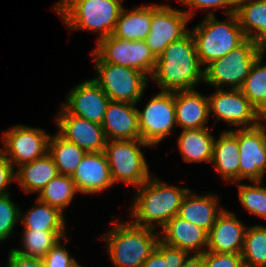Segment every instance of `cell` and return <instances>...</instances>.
Wrapping results in <instances>:
<instances>
[{
  "mask_svg": "<svg viewBox=\"0 0 266 267\" xmlns=\"http://www.w3.org/2000/svg\"><path fill=\"white\" fill-rule=\"evenodd\" d=\"M20 211L11 200L10 193L0 196V243L13 234L16 223L20 221Z\"/></svg>",
  "mask_w": 266,
  "mask_h": 267,
  "instance_id": "e575fe53",
  "label": "cell"
},
{
  "mask_svg": "<svg viewBox=\"0 0 266 267\" xmlns=\"http://www.w3.org/2000/svg\"><path fill=\"white\" fill-rule=\"evenodd\" d=\"M241 257L244 267H266V226L246 229Z\"/></svg>",
  "mask_w": 266,
  "mask_h": 267,
  "instance_id": "d6a6232c",
  "label": "cell"
},
{
  "mask_svg": "<svg viewBox=\"0 0 266 267\" xmlns=\"http://www.w3.org/2000/svg\"><path fill=\"white\" fill-rule=\"evenodd\" d=\"M60 107L55 121L59 127L57 133L87 153L104 152L107 139L102 125L74 116L62 105Z\"/></svg>",
  "mask_w": 266,
  "mask_h": 267,
  "instance_id": "9a60e30c",
  "label": "cell"
},
{
  "mask_svg": "<svg viewBox=\"0 0 266 267\" xmlns=\"http://www.w3.org/2000/svg\"><path fill=\"white\" fill-rule=\"evenodd\" d=\"M263 122L266 124V114L263 116Z\"/></svg>",
  "mask_w": 266,
  "mask_h": 267,
  "instance_id": "ee69618b",
  "label": "cell"
},
{
  "mask_svg": "<svg viewBox=\"0 0 266 267\" xmlns=\"http://www.w3.org/2000/svg\"><path fill=\"white\" fill-rule=\"evenodd\" d=\"M142 267H168V264L163 255L155 248L143 263Z\"/></svg>",
  "mask_w": 266,
  "mask_h": 267,
  "instance_id": "b9f144b4",
  "label": "cell"
},
{
  "mask_svg": "<svg viewBox=\"0 0 266 267\" xmlns=\"http://www.w3.org/2000/svg\"><path fill=\"white\" fill-rule=\"evenodd\" d=\"M122 9L121 0H59L53 10L68 30L99 33L98 41L112 35Z\"/></svg>",
  "mask_w": 266,
  "mask_h": 267,
  "instance_id": "277c9868",
  "label": "cell"
},
{
  "mask_svg": "<svg viewBox=\"0 0 266 267\" xmlns=\"http://www.w3.org/2000/svg\"><path fill=\"white\" fill-rule=\"evenodd\" d=\"M182 267H204V253L190 254Z\"/></svg>",
  "mask_w": 266,
  "mask_h": 267,
  "instance_id": "7bdbcfd3",
  "label": "cell"
},
{
  "mask_svg": "<svg viewBox=\"0 0 266 267\" xmlns=\"http://www.w3.org/2000/svg\"><path fill=\"white\" fill-rule=\"evenodd\" d=\"M66 99L70 114L102 125L110 99L93 79L75 85Z\"/></svg>",
  "mask_w": 266,
  "mask_h": 267,
  "instance_id": "2e32d148",
  "label": "cell"
},
{
  "mask_svg": "<svg viewBox=\"0 0 266 267\" xmlns=\"http://www.w3.org/2000/svg\"><path fill=\"white\" fill-rule=\"evenodd\" d=\"M136 104L109 101L102 123L108 140L141 139L138 126V108Z\"/></svg>",
  "mask_w": 266,
  "mask_h": 267,
  "instance_id": "d6986e66",
  "label": "cell"
},
{
  "mask_svg": "<svg viewBox=\"0 0 266 267\" xmlns=\"http://www.w3.org/2000/svg\"><path fill=\"white\" fill-rule=\"evenodd\" d=\"M236 14L246 38L266 49V0H238Z\"/></svg>",
  "mask_w": 266,
  "mask_h": 267,
  "instance_id": "d4e9b609",
  "label": "cell"
},
{
  "mask_svg": "<svg viewBox=\"0 0 266 267\" xmlns=\"http://www.w3.org/2000/svg\"><path fill=\"white\" fill-rule=\"evenodd\" d=\"M152 5H142L132 9L121 10L112 36L128 41H142L150 33Z\"/></svg>",
  "mask_w": 266,
  "mask_h": 267,
  "instance_id": "484cf974",
  "label": "cell"
},
{
  "mask_svg": "<svg viewBox=\"0 0 266 267\" xmlns=\"http://www.w3.org/2000/svg\"><path fill=\"white\" fill-rule=\"evenodd\" d=\"M16 170L15 182L25 194H39L47 183L59 174L53 158L48 153L32 162L21 164Z\"/></svg>",
  "mask_w": 266,
  "mask_h": 267,
  "instance_id": "cb8c5ba5",
  "label": "cell"
},
{
  "mask_svg": "<svg viewBox=\"0 0 266 267\" xmlns=\"http://www.w3.org/2000/svg\"><path fill=\"white\" fill-rule=\"evenodd\" d=\"M98 75L92 78L110 101L137 104L150 78L143 72L107 62H95Z\"/></svg>",
  "mask_w": 266,
  "mask_h": 267,
  "instance_id": "ba28073f",
  "label": "cell"
},
{
  "mask_svg": "<svg viewBox=\"0 0 266 267\" xmlns=\"http://www.w3.org/2000/svg\"><path fill=\"white\" fill-rule=\"evenodd\" d=\"M177 139L185 162H212L215 137L207 128L182 130Z\"/></svg>",
  "mask_w": 266,
  "mask_h": 267,
  "instance_id": "4316f807",
  "label": "cell"
},
{
  "mask_svg": "<svg viewBox=\"0 0 266 267\" xmlns=\"http://www.w3.org/2000/svg\"><path fill=\"white\" fill-rule=\"evenodd\" d=\"M92 51L95 62H107L133 68L152 76L157 58L144 40L128 41L110 35L96 42Z\"/></svg>",
  "mask_w": 266,
  "mask_h": 267,
  "instance_id": "9c48e42d",
  "label": "cell"
},
{
  "mask_svg": "<svg viewBox=\"0 0 266 267\" xmlns=\"http://www.w3.org/2000/svg\"><path fill=\"white\" fill-rule=\"evenodd\" d=\"M176 126L182 130L205 128L209 121L208 96L196 90L174 91Z\"/></svg>",
  "mask_w": 266,
  "mask_h": 267,
  "instance_id": "ffe728a7",
  "label": "cell"
},
{
  "mask_svg": "<svg viewBox=\"0 0 266 267\" xmlns=\"http://www.w3.org/2000/svg\"><path fill=\"white\" fill-rule=\"evenodd\" d=\"M36 205L26 213L20 211V221L24 226L23 230L38 231H66V220L64 213L58 208L41 202L36 198Z\"/></svg>",
  "mask_w": 266,
  "mask_h": 267,
  "instance_id": "83f0119b",
  "label": "cell"
},
{
  "mask_svg": "<svg viewBox=\"0 0 266 267\" xmlns=\"http://www.w3.org/2000/svg\"><path fill=\"white\" fill-rule=\"evenodd\" d=\"M204 267H244L241 254L204 252Z\"/></svg>",
  "mask_w": 266,
  "mask_h": 267,
  "instance_id": "74e56055",
  "label": "cell"
},
{
  "mask_svg": "<svg viewBox=\"0 0 266 267\" xmlns=\"http://www.w3.org/2000/svg\"><path fill=\"white\" fill-rule=\"evenodd\" d=\"M6 267H44V263L41 258L20 256L11 249L8 254Z\"/></svg>",
  "mask_w": 266,
  "mask_h": 267,
  "instance_id": "60d3db41",
  "label": "cell"
},
{
  "mask_svg": "<svg viewBox=\"0 0 266 267\" xmlns=\"http://www.w3.org/2000/svg\"><path fill=\"white\" fill-rule=\"evenodd\" d=\"M192 191L185 196L177 216L208 233L224 208L219 207L217 194L197 195Z\"/></svg>",
  "mask_w": 266,
  "mask_h": 267,
  "instance_id": "7402d4cb",
  "label": "cell"
},
{
  "mask_svg": "<svg viewBox=\"0 0 266 267\" xmlns=\"http://www.w3.org/2000/svg\"><path fill=\"white\" fill-rule=\"evenodd\" d=\"M226 17L228 20L225 22L218 20L215 15H206L204 20L190 31L198 58L204 67L226 56L246 39L237 14H227Z\"/></svg>",
  "mask_w": 266,
  "mask_h": 267,
  "instance_id": "5b68a950",
  "label": "cell"
},
{
  "mask_svg": "<svg viewBox=\"0 0 266 267\" xmlns=\"http://www.w3.org/2000/svg\"><path fill=\"white\" fill-rule=\"evenodd\" d=\"M209 115L213 113L215 123L224 121L237 129L253 128L263 121V116L249 102L240 89H217L208 95Z\"/></svg>",
  "mask_w": 266,
  "mask_h": 267,
  "instance_id": "30bf717a",
  "label": "cell"
},
{
  "mask_svg": "<svg viewBox=\"0 0 266 267\" xmlns=\"http://www.w3.org/2000/svg\"><path fill=\"white\" fill-rule=\"evenodd\" d=\"M189 20L190 17L182 9L167 4H152L150 33L144 41L156 58L170 43L181 39L189 32L187 29Z\"/></svg>",
  "mask_w": 266,
  "mask_h": 267,
  "instance_id": "4fadbf2b",
  "label": "cell"
},
{
  "mask_svg": "<svg viewBox=\"0 0 266 267\" xmlns=\"http://www.w3.org/2000/svg\"><path fill=\"white\" fill-rule=\"evenodd\" d=\"M0 152L15 168L21 164L32 162L48 153L50 134L41 128L26 125H15L3 131Z\"/></svg>",
  "mask_w": 266,
  "mask_h": 267,
  "instance_id": "7c38bea8",
  "label": "cell"
},
{
  "mask_svg": "<svg viewBox=\"0 0 266 267\" xmlns=\"http://www.w3.org/2000/svg\"><path fill=\"white\" fill-rule=\"evenodd\" d=\"M167 260L168 267H182L190 253L186 250L165 244L160 239L155 247Z\"/></svg>",
  "mask_w": 266,
  "mask_h": 267,
  "instance_id": "f35d334b",
  "label": "cell"
},
{
  "mask_svg": "<svg viewBox=\"0 0 266 267\" xmlns=\"http://www.w3.org/2000/svg\"><path fill=\"white\" fill-rule=\"evenodd\" d=\"M252 183L237 182L238 199L247 212L266 219V187L262 186V181Z\"/></svg>",
  "mask_w": 266,
  "mask_h": 267,
  "instance_id": "836d02e7",
  "label": "cell"
},
{
  "mask_svg": "<svg viewBox=\"0 0 266 267\" xmlns=\"http://www.w3.org/2000/svg\"><path fill=\"white\" fill-rule=\"evenodd\" d=\"M137 111L141 140L151 146L159 144L176 125L174 92L160 91Z\"/></svg>",
  "mask_w": 266,
  "mask_h": 267,
  "instance_id": "8fae6325",
  "label": "cell"
},
{
  "mask_svg": "<svg viewBox=\"0 0 266 267\" xmlns=\"http://www.w3.org/2000/svg\"><path fill=\"white\" fill-rule=\"evenodd\" d=\"M246 229L235 213L224 209L208 232L206 251L241 254Z\"/></svg>",
  "mask_w": 266,
  "mask_h": 267,
  "instance_id": "e0dca14e",
  "label": "cell"
},
{
  "mask_svg": "<svg viewBox=\"0 0 266 267\" xmlns=\"http://www.w3.org/2000/svg\"><path fill=\"white\" fill-rule=\"evenodd\" d=\"M16 181V172L9 160L0 152V196L9 194L8 185Z\"/></svg>",
  "mask_w": 266,
  "mask_h": 267,
  "instance_id": "ab89813d",
  "label": "cell"
},
{
  "mask_svg": "<svg viewBox=\"0 0 266 267\" xmlns=\"http://www.w3.org/2000/svg\"><path fill=\"white\" fill-rule=\"evenodd\" d=\"M189 191V188L171 186L151 176L136 189L129 214L137 226L162 229L178 214Z\"/></svg>",
  "mask_w": 266,
  "mask_h": 267,
  "instance_id": "7a4b0ae2",
  "label": "cell"
},
{
  "mask_svg": "<svg viewBox=\"0 0 266 267\" xmlns=\"http://www.w3.org/2000/svg\"><path fill=\"white\" fill-rule=\"evenodd\" d=\"M179 2H181V4L183 6H188L189 7V11L184 10V12L190 17V19L192 18V16L194 14H196V12H194L193 9L196 10H206L208 11L207 16L210 15H215L213 10L210 11L211 8L214 9H219L220 7H227L224 9L225 15L227 14H232V13H236V9H237V3L238 0H177Z\"/></svg>",
  "mask_w": 266,
  "mask_h": 267,
  "instance_id": "d590c367",
  "label": "cell"
},
{
  "mask_svg": "<svg viewBox=\"0 0 266 267\" xmlns=\"http://www.w3.org/2000/svg\"><path fill=\"white\" fill-rule=\"evenodd\" d=\"M100 239L106 243L111 262L116 267H142L155 249L160 234L151 227L134 222H116Z\"/></svg>",
  "mask_w": 266,
  "mask_h": 267,
  "instance_id": "3957f363",
  "label": "cell"
},
{
  "mask_svg": "<svg viewBox=\"0 0 266 267\" xmlns=\"http://www.w3.org/2000/svg\"><path fill=\"white\" fill-rule=\"evenodd\" d=\"M77 192L71 176L58 174L47 183L37 198L65 213L64 210L70 205Z\"/></svg>",
  "mask_w": 266,
  "mask_h": 267,
  "instance_id": "1f68e13d",
  "label": "cell"
},
{
  "mask_svg": "<svg viewBox=\"0 0 266 267\" xmlns=\"http://www.w3.org/2000/svg\"><path fill=\"white\" fill-rule=\"evenodd\" d=\"M265 53L266 50L258 56L240 88L262 116L266 114V63H262Z\"/></svg>",
  "mask_w": 266,
  "mask_h": 267,
  "instance_id": "4dcf8cb0",
  "label": "cell"
},
{
  "mask_svg": "<svg viewBox=\"0 0 266 267\" xmlns=\"http://www.w3.org/2000/svg\"><path fill=\"white\" fill-rule=\"evenodd\" d=\"M66 235V231L23 230L21 240L24 249L12 248V250L20 256L43 259L58 241L64 240L63 245L66 246L69 241Z\"/></svg>",
  "mask_w": 266,
  "mask_h": 267,
  "instance_id": "f546056e",
  "label": "cell"
},
{
  "mask_svg": "<svg viewBox=\"0 0 266 267\" xmlns=\"http://www.w3.org/2000/svg\"><path fill=\"white\" fill-rule=\"evenodd\" d=\"M197 55L192 33L170 43L157 57L152 76L160 91L174 92L195 90L204 81V68Z\"/></svg>",
  "mask_w": 266,
  "mask_h": 267,
  "instance_id": "6da1fadb",
  "label": "cell"
},
{
  "mask_svg": "<svg viewBox=\"0 0 266 267\" xmlns=\"http://www.w3.org/2000/svg\"><path fill=\"white\" fill-rule=\"evenodd\" d=\"M58 241L43 258L44 267H76L79 263Z\"/></svg>",
  "mask_w": 266,
  "mask_h": 267,
  "instance_id": "8d00e7d4",
  "label": "cell"
},
{
  "mask_svg": "<svg viewBox=\"0 0 266 267\" xmlns=\"http://www.w3.org/2000/svg\"><path fill=\"white\" fill-rule=\"evenodd\" d=\"M161 230L159 234L164 236L159 239L167 245L186 250L190 254H203L206 251L208 233L177 215Z\"/></svg>",
  "mask_w": 266,
  "mask_h": 267,
  "instance_id": "44dd1931",
  "label": "cell"
},
{
  "mask_svg": "<svg viewBox=\"0 0 266 267\" xmlns=\"http://www.w3.org/2000/svg\"><path fill=\"white\" fill-rule=\"evenodd\" d=\"M266 49L254 40L246 38L226 56L204 68V83L215 89H240L258 56Z\"/></svg>",
  "mask_w": 266,
  "mask_h": 267,
  "instance_id": "8992f818",
  "label": "cell"
},
{
  "mask_svg": "<svg viewBox=\"0 0 266 267\" xmlns=\"http://www.w3.org/2000/svg\"><path fill=\"white\" fill-rule=\"evenodd\" d=\"M86 153L82 148L65 140L58 133L50 135L48 154L53 158L59 174L72 176Z\"/></svg>",
  "mask_w": 266,
  "mask_h": 267,
  "instance_id": "f1b7e54d",
  "label": "cell"
},
{
  "mask_svg": "<svg viewBox=\"0 0 266 267\" xmlns=\"http://www.w3.org/2000/svg\"><path fill=\"white\" fill-rule=\"evenodd\" d=\"M239 182L262 181L266 173V126L238 129Z\"/></svg>",
  "mask_w": 266,
  "mask_h": 267,
  "instance_id": "5bb4252c",
  "label": "cell"
},
{
  "mask_svg": "<svg viewBox=\"0 0 266 267\" xmlns=\"http://www.w3.org/2000/svg\"><path fill=\"white\" fill-rule=\"evenodd\" d=\"M238 129L226 130L214 140L212 164L221 179L239 182Z\"/></svg>",
  "mask_w": 266,
  "mask_h": 267,
  "instance_id": "603a6c76",
  "label": "cell"
},
{
  "mask_svg": "<svg viewBox=\"0 0 266 267\" xmlns=\"http://www.w3.org/2000/svg\"><path fill=\"white\" fill-rule=\"evenodd\" d=\"M141 146L151 145L141 139L106 142L104 153L114 184L124 182L136 186L137 189L151 177Z\"/></svg>",
  "mask_w": 266,
  "mask_h": 267,
  "instance_id": "52a82bcc",
  "label": "cell"
},
{
  "mask_svg": "<svg viewBox=\"0 0 266 267\" xmlns=\"http://www.w3.org/2000/svg\"><path fill=\"white\" fill-rule=\"evenodd\" d=\"M79 193L97 194L114 185L104 152L86 153L71 176Z\"/></svg>",
  "mask_w": 266,
  "mask_h": 267,
  "instance_id": "ac0fdd59",
  "label": "cell"
}]
</instances>
